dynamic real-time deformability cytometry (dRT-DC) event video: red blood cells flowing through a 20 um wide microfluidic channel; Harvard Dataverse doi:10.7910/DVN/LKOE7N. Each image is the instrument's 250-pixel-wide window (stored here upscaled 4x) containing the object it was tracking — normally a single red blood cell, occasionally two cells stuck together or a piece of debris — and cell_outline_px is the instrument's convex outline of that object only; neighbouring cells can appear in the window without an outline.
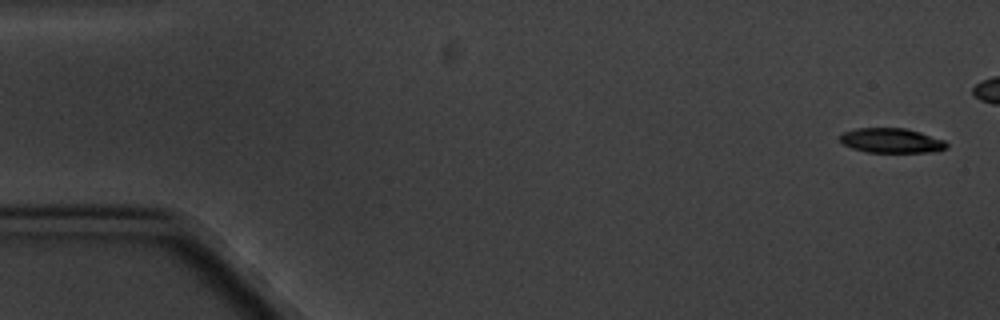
{"species": "common noctule bat (a hibernating species)", "species_latin": "Nyctalus noctula", "temperature_condition": "cold", "stored_images_in_passage": 15, "camera_frame_rate_fps": 3000, "um_per_image_px": 0.085, "animal": {"sex": "male", "body_mass_g": 20.1, "forearm_length_mm": 53.5}, "frame": {"image": 1, "passage_image": 1, "time_ms": 0.0, "image_size_px": [1000, 320], "cell_outline_px": [[948, 148], [936, 152], [868, 152], [852, 148], [844, 144], [840, 140], [840, 136], [844, 132], [856, 128], [904, 128], [920, 132], [944, 140], [948, 144]], "centroid_in_image_um": [75.81, 11.95], "position_along_channel_um": 9.2, "area_um2": 15.32}}